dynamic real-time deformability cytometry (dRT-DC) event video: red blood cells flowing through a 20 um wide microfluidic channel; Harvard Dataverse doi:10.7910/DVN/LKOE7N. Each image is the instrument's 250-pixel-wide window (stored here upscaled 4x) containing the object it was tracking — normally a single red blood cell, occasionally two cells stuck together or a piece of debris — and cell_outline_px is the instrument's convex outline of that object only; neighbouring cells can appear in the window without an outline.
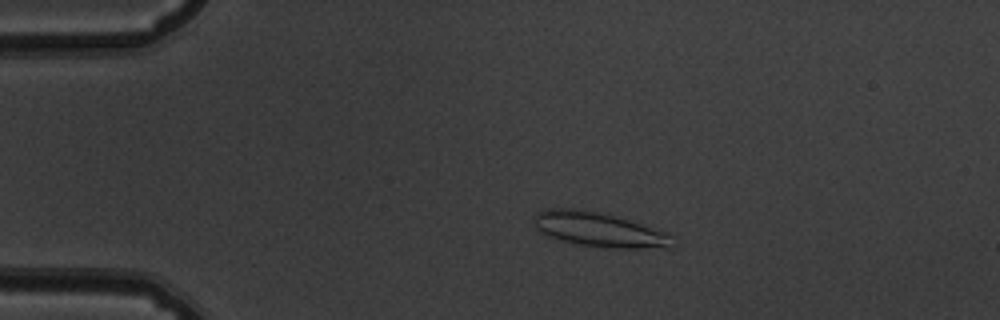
{"species": "common noctule bat (a hibernating species)", "species_latin": "Nyctalus noctula", "temperature_condition": "warm", "stored_images_in_passage": 53, "camera_frame_rate_fps": 3000, "um_per_image_px": 0.085, "animal": {"sex": "male", "body_mass_g": 19.5, "forearm_length_mm": 54.6}, "frame": {"image": 1, "passage_image": 11, "time_ms": 3.333, "image_size_px": [1000, 320], "cell_outline_px": [[672, 248], [608, 248], [580, 244], [560, 240], [548, 236], [540, 232], [536, 228], [532, 220], [536, 212], [548, 208], [572, 208], [608, 212], [668, 232]], "centroid_in_image_um": [50.9, 19.48], "position_along_channel_um": 34.1, "area_um2": 28.38}}
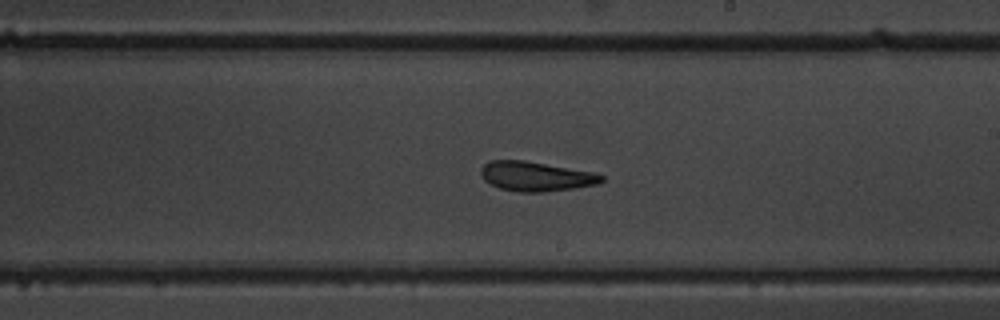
{"frame": {"image": 2, "passage_image": 31, "time_ms": 10.0, "image_size_px": [1000, 320], "cell_outline_px": [[604, 180], [600, 184], [576, 188], [544, 192], [520, 192], [500, 188], [484, 180], [480, 172], [480, 168], [484, 164], [492, 160], [524, 160], [596, 172], [604, 176]], "centroid_in_image_um": [45.6, 14.99], "position_along_channel_um": 243.4, "area_um2": 20.98}}
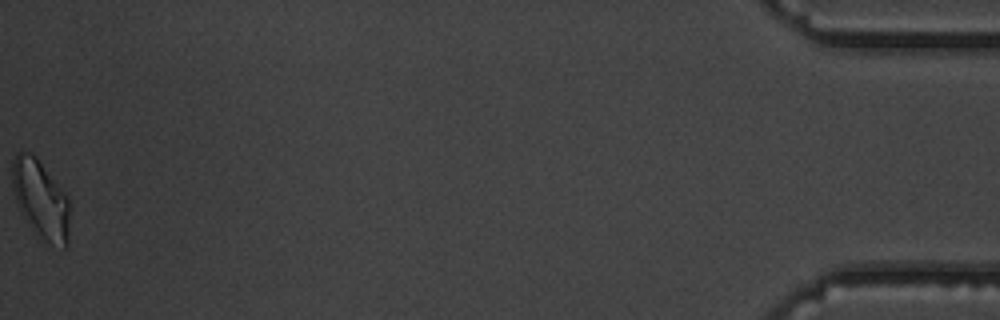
{"frame": {"image": 3, "passage_image": 53, "time_ms": 17.333, "image_size_px": [1000, 320], "cell_outline_px": [[68, 244], [64, 248], [44, 240], [36, 236], [28, 224], [16, 200], [12, 184], [12, 160], [16, 152], [28, 152], [36, 156], [68, 196]], "centroid_in_image_um": [3.45, 16.93], "position_along_channel_um": 431.8, "area_um2": 26.07}, "authors_computed_cell_mechanics": {"area_um2": 22.0218, "velocity_mm_per_s": 3.8541, "shape_relaxation_time_tau1_ms": 6.7462, "shape_relaxation_time_tau2_ms": 2.9262, "deformation_change_tau1": 0.1676, "deformation_change_tau2": 0.1243}}